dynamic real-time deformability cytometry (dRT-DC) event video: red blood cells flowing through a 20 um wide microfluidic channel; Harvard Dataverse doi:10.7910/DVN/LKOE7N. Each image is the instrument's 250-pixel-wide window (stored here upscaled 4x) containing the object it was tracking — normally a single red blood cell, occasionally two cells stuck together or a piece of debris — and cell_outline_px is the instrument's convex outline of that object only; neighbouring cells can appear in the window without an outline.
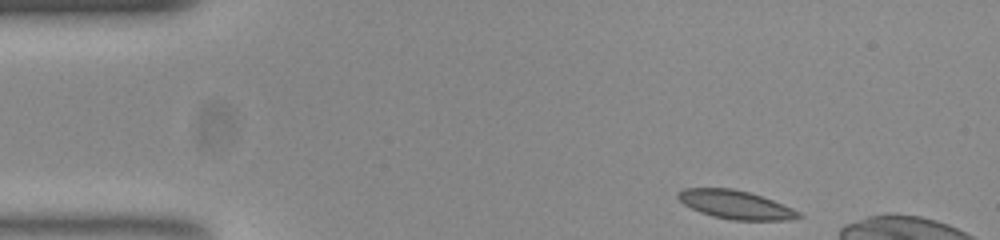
{"species": "common noctule bat (a hibernating species)", "species_latin": "Nyctalus noctula", "temperature_condition": "room temperature", "stored_images_in_passage": 8, "camera_frame_rate_fps": 3000, "um_per_image_px": 0.085, "animal": {"sex": "female", "body_mass_g": 23.0, "forearm_length_mm": 53.4}, "frame": {"image": 1, "passage_image": 1, "time_ms": 0.0, "image_size_px": [1000, 240], "cell_outline_px": [[804, 216], [792, 220], [732, 220], [712, 216], [700, 212], [684, 204], [676, 196], [684, 188], [732, 188], [748, 192], [772, 200], [792, 208], [800, 212]], "centroid_in_image_um": [62.55, 17.41], "position_along_channel_um": 22.5, "area_um2": 19.88}}